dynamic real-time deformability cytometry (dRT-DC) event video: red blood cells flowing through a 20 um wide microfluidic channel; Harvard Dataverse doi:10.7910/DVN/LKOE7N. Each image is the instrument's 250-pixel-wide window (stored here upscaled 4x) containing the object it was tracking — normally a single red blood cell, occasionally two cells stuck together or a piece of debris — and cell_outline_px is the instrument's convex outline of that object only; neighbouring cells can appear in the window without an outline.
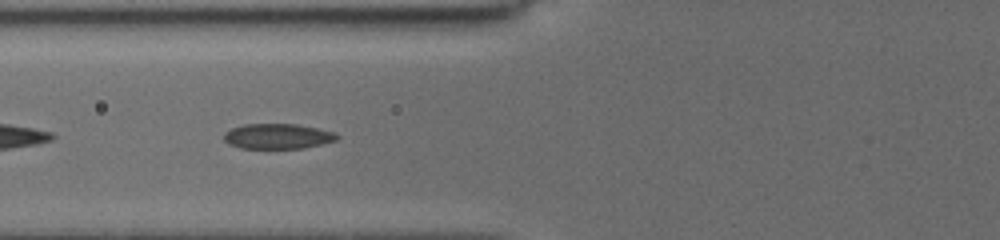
{"species": "common noctule bat (a hibernating species)", "species_latin": "Nyctalus noctula", "temperature_condition": "cold", "stored_images_in_passage": 8, "camera_frame_rate_fps": 3000, "um_per_image_px": 0.085, "animal": {"sex": "female", "body_mass_g": 19.5, "forearm_length_mm": 54.1}, "frame": {"image": 1, "passage_image": 6, "time_ms": 4.333, "image_size_px": [1000, 240], "cell_outline_px": [[340, 136], [336, 140], [304, 148], [240, 148], [228, 144], [224, 140], [224, 132], [232, 128], [244, 124], [296, 124], [336, 132]], "centroid_in_image_um": [23.59, 11.58], "position_along_channel_um": 102.2, "area_um2": 16.59}}
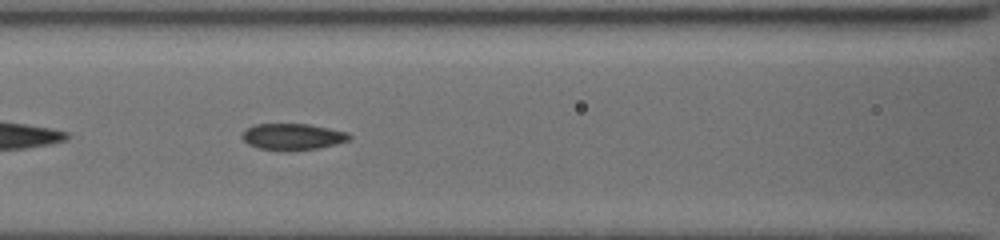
{"frame": {"image": 2, "passage_image": 7, "time_ms": 5.333, "image_size_px": [1000, 240], "cell_outline_px": [[352, 136], [348, 140], [336, 144], [320, 148], [260, 148], [248, 144], [240, 136], [248, 128], [256, 124], [308, 124], [348, 132]], "centroid_in_image_um": [24.91, 11.58], "position_along_channel_um": 141.7, "area_um2": 15.72}}
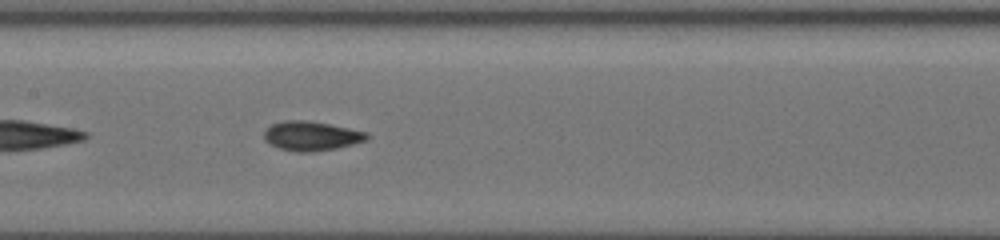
{"frame": {"image": 3, "passage_image": 8, "time_ms": 6.333, "image_size_px": [1000, 240], "cell_outline_px": [[368, 140], [336, 148], [312, 152], [296, 152], [280, 148], [264, 140], [264, 132], [272, 124], [284, 120], [308, 120], [368, 132]], "centroid_in_image_um": [26.47, 11.55], "position_along_channel_um": 180.9, "area_um2": 17.46}}